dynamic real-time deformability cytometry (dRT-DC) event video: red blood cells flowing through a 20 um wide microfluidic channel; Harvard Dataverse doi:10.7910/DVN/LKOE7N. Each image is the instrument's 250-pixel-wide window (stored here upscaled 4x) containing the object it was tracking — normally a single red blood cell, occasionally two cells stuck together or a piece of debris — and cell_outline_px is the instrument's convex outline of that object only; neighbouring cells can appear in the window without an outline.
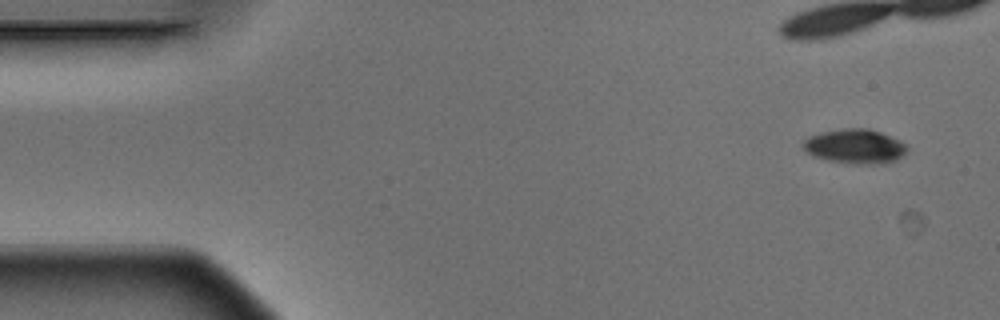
{"species": "Egyptian fruit bat (a non-hibernating species)", "species_latin": "Rousettus aegyptiacus", "temperature_condition": "warm", "stored_images_in_passage": 5, "camera_frame_rate_fps": 3000, "um_per_image_px": 0.085, "animal": {"sex": "male"}, "frame": {"image": 1, "passage_image": 1, "time_ms": 0.0, "image_size_px": [1000, 320], "cell_outline_px": [[908, 148], [904, 156], [896, 160], [884, 164], [852, 164], [828, 160], [812, 156], [804, 148], [804, 140], [808, 136], [820, 132], [844, 128], [868, 128], [880, 132], [900, 140]], "centroid_in_image_um": [72.7, 12.44], "position_along_channel_um": 12.3, "area_um2": 21.04}}
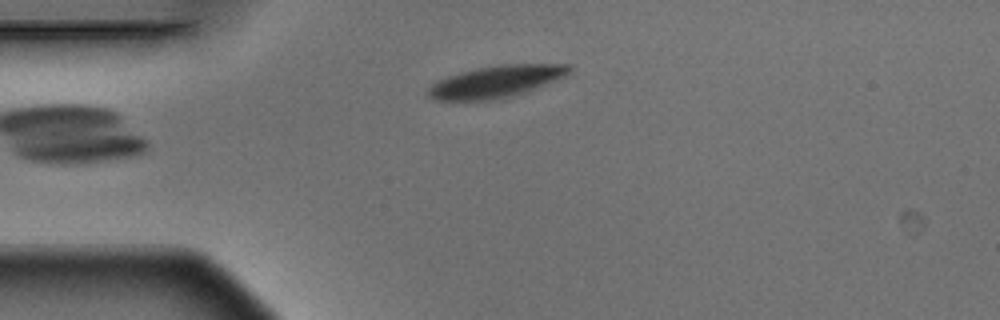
{"frame": {"image": 2, "passage_image": 5, "time_ms": 1.333, "image_size_px": [1000, 320], "cell_outline_px": [[572, 68], [564, 76], [524, 92], [496, 100], [432, 100], [428, 96], [428, 88], [436, 80], [460, 72], [476, 68], [500, 64], [572, 64]], "centroid_in_image_um": [42.11, 6.93], "position_along_channel_um": 42.9, "area_um2": 26.07}}